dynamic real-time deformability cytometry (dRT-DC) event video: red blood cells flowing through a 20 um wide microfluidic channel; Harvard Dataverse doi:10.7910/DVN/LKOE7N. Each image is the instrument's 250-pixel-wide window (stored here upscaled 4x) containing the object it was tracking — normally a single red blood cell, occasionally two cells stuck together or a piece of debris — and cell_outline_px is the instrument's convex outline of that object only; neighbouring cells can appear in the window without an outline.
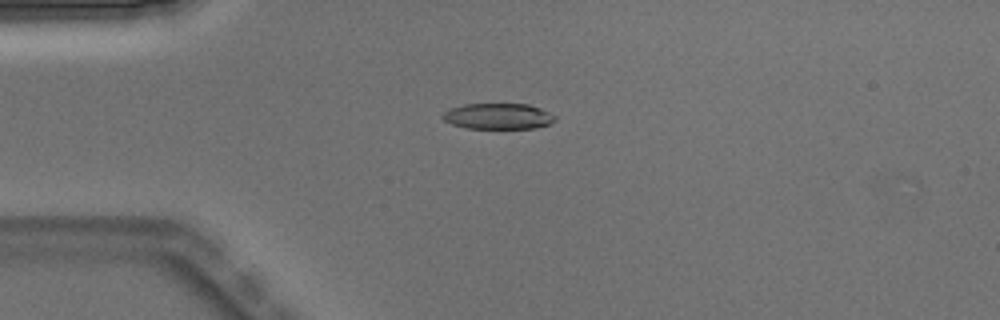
{"species": "Egyptian fruit bat (a non-hibernating species)", "species_latin": "Rousettus aegyptiacus", "temperature_condition": "warm", "stored_images_in_passage": 4, "camera_frame_rate_fps": 3000, "um_per_image_px": 0.085, "animal": {"sex": "male"}, "frame": {"image": 1, "passage_image": 4, "time_ms": 1.0, "image_size_px": [1000, 320], "cell_outline_px": [[556, 120], [548, 124], [536, 128], [464, 128], [452, 124], [444, 120], [440, 116], [444, 112], [452, 108], [464, 104], [528, 104], [540, 108], [556, 116]], "centroid_in_image_um": [42.34, 9.88], "position_along_channel_um": 42.7, "area_um2": 16.88}}